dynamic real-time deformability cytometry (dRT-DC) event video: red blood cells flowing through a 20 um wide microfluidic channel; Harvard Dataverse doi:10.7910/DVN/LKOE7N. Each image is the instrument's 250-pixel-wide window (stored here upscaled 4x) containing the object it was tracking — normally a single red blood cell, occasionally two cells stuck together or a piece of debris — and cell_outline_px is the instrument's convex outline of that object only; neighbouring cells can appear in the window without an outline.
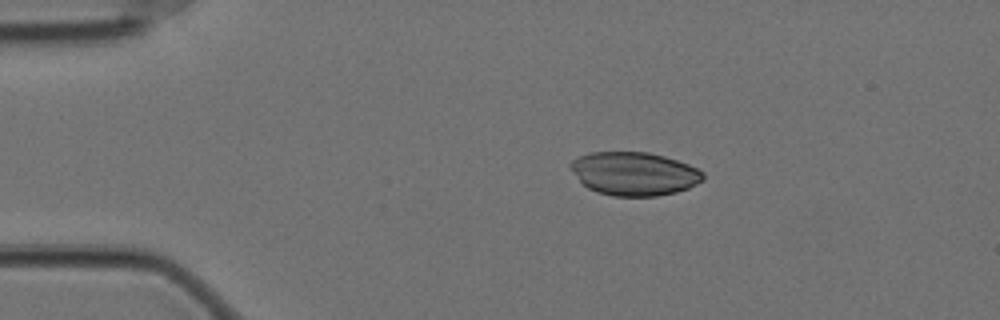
{"species": "Egyptian fruit bat (a non-hibernating species)", "species_latin": "Rousettus aegyptiacus", "temperature_condition": "cold", "stored_images_in_passage": 55, "camera_frame_rate_fps": 3000, "um_per_image_px": 0.085, "animal": {"sex": "female"}, "frame": {"image": 1, "passage_image": 8, "time_ms": 2.333, "image_size_px": [1000, 320], "cell_outline_px": [[704, 180], [688, 188], [676, 192], [656, 196], [612, 196], [596, 192], [588, 188], [580, 180], [568, 164], [572, 160], [588, 152], [648, 152], [664, 156], [688, 164], [704, 172]], "centroid_in_image_um": [53.91, 14.76], "position_along_channel_um": 31.1, "area_um2": 33.47}}
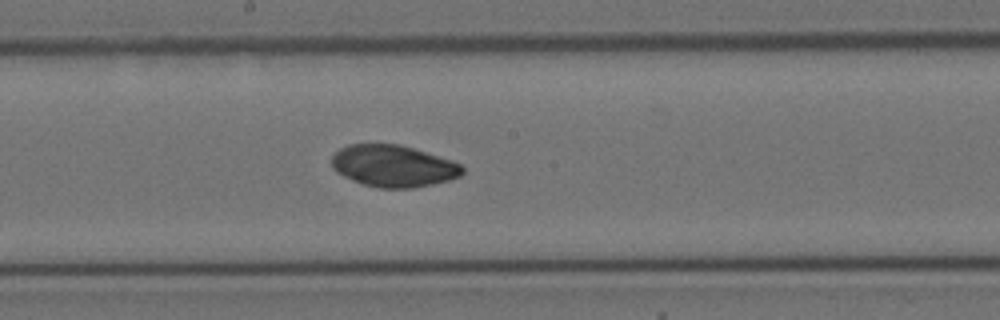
{"frame": {"image": 2, "passage_image": 28, "time_ms": 9.0, "image_size_px": [1000, 320], "cell_outline_px": [[464, 172], [460, 176], [448, 180], [432, 184], [412, 188], [380, 188], [364, 184], [352, 180], [336, 172], [332, 168], [332, 156], [340, 148], [348, 144], [400, 144], [452, 160], [460, 164], [464, 168]], "centroid_in_image_um": [33.43, 14.1], "position_along_channel_um": 214.8, "area_um2": 31.79}}
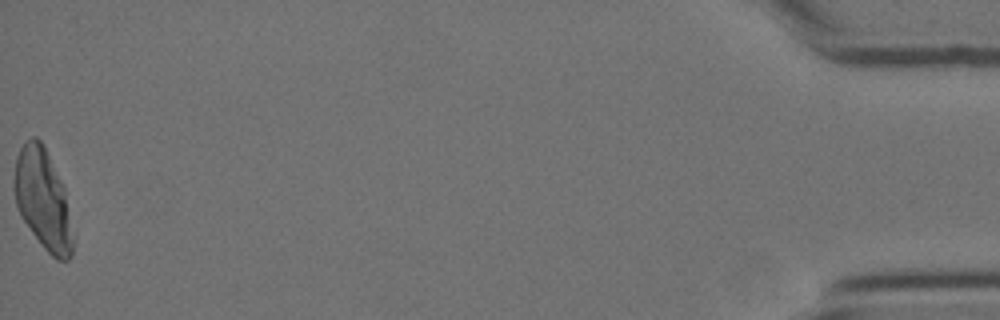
{"frame": {"image": 3, "passage_image": 55, "time_ms": 18.0, "image_size_px": [1000, 320], "cell_outline_px": [[72, 256], [68, 260], [56, 260], [44, 248], [32, 232], [24, 220], [16, 204], [16, 156], [20, 148], [32, 136], [36, 136], [44, 144], [64, 188], [72, 240]], "centroid_in_image_um": [3.65, 16.94], "position_along_channel_um": 431.5, "area_um2": 33.06}}